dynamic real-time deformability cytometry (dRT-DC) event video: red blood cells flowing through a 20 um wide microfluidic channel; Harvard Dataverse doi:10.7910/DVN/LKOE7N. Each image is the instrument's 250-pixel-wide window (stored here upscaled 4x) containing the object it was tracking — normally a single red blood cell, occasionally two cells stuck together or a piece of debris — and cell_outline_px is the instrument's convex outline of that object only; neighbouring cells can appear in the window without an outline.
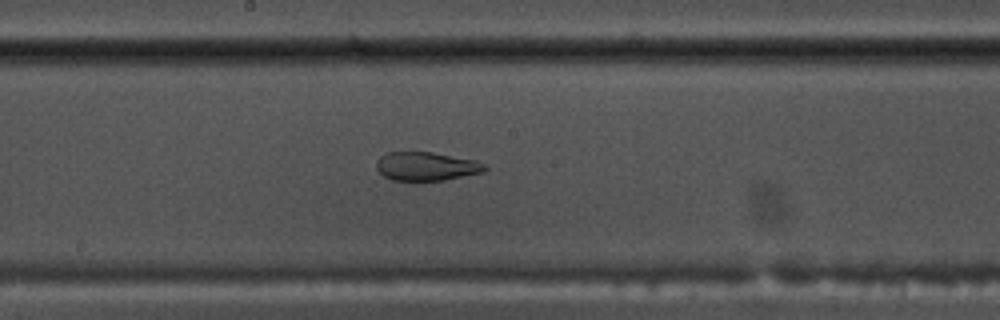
{"species": "common noctule bat (a hibernating species)", "species_latin": "Nyctalus noctula", "temperature_condition": "warm", "stored_images_in_passage": 53, "camera_frame_rate_fps": 3000, "um_per_image_px": 0.085, "animal": {"sex": "male", "body_mass_g": 17.5, "forearm_length_mm": 52.3}, "frame": {"image": 1, "passage_image": 28, "time_ms": 9.0, "image_size_px": [1000, 320], "cell_outline_px": [[488, 168], [484, 172], [444, 180], [392, 180], [384, 176], [376, 168], [376, 160], [380, 156], [388, 152], [432, 152], [476, 160], [484, 164]], "centroid_in_image_um": [36.24, 14.13], "position_along_channel_um": 212.0, "area_um2": 18.09}}
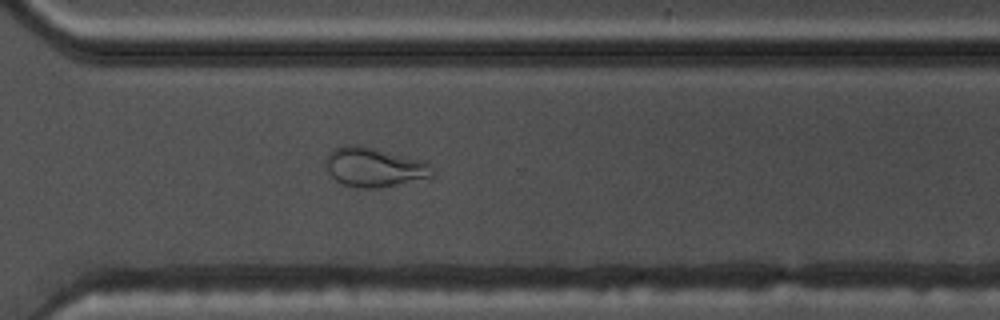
{"frame": {"image": 2, "passage_image": 38, "time_ms": 12.333, "image_size_px": [1000, 320], "cell_outline_px": [[436, 172], [432, 176], [380, 188], [356, 188], [340, 184], [328, 172], [324, 164], [324, 160], [328, 152], [336, 148], [348, 144], [360, 144], [420, 160], [428, 164]], "centroid_in_image_um": [31.73, 14.21], "position_along_channel_um": 338.9, "area_um2": 24.51}}
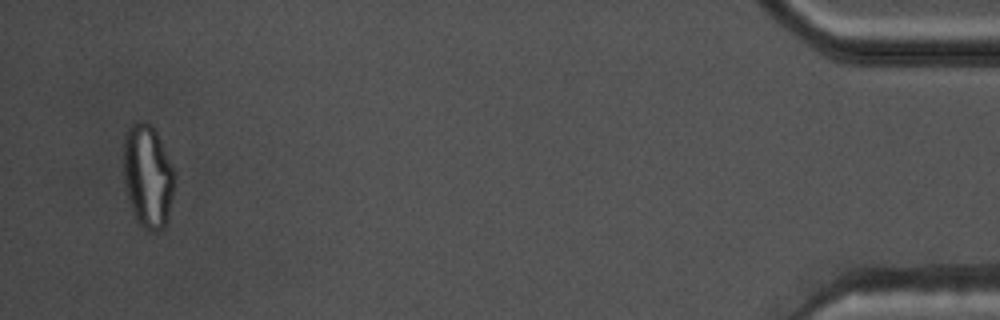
{"frame": {"image": 3, "passage_image": 51, "time_ms": 16.667, "image_size_px": [1000, 320], "cell_outline_px": [[172, 196], [168, 220], [164, 228], [160, 232], [148, 232], [136, 220], [132, 212], [124, 184], [124, 136], [128, 128], [136, 120], [152, 124], [156, 132], [172, 168]], "centroid_in_image_um": [12.52, 15.02], "position_along_channel_um": 422.7, "area_um2": 30.4}, "authors_computed_cell_mechanics": {"area_um2": 25.8944, "velocity_mm_per_s": 3.8074, "shape_relaxation_time_tau1_ms": null, "shape_relaxation_time_tau2_ms": 1.5202, "deformation_change_tau1": null, "deformation_change_tau2": 0.0943}}